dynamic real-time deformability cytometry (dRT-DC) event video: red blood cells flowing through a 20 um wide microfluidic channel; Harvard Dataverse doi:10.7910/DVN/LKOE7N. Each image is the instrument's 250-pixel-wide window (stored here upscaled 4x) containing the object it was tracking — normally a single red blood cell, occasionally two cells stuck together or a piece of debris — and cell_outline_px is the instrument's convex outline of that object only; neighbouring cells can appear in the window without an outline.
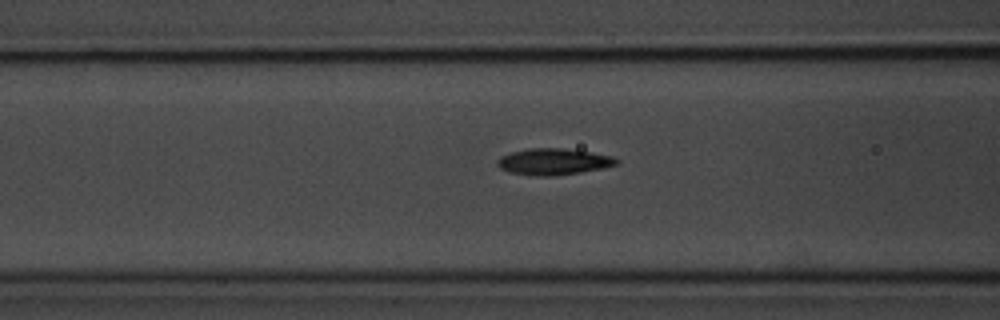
{"species": "common noctule bat (a hibernating species)", "species_latin": "Nyctalus noctula", "temperature_condition": "room temperature", "stored_images_in_passage": 8, "camera_frame_rate_fps": 3000, "um_per_image_px": 0.085, "animal": {"sex": "male", "body_mass_g": 20.1, "forearm_length_mm": 53.5}, "frame": {"image": 1, "passage_image": 7, "time_ms": 2.0, "image_size_px": [1000, 320], "cell_outline_px": [[620, 164], [580, 172], [552, 176], [540, 176], [508, 172], [500, 168], [496, 164], [496, 160], [500, 156], [508, 152], [528, 148], [560, 148], [592, 152], [612, 156], [620, 160]], "centroid_in_image_um": [47.01, 13.73], "position_along_channel_um": 119.6, "area_um2": 18.44}}